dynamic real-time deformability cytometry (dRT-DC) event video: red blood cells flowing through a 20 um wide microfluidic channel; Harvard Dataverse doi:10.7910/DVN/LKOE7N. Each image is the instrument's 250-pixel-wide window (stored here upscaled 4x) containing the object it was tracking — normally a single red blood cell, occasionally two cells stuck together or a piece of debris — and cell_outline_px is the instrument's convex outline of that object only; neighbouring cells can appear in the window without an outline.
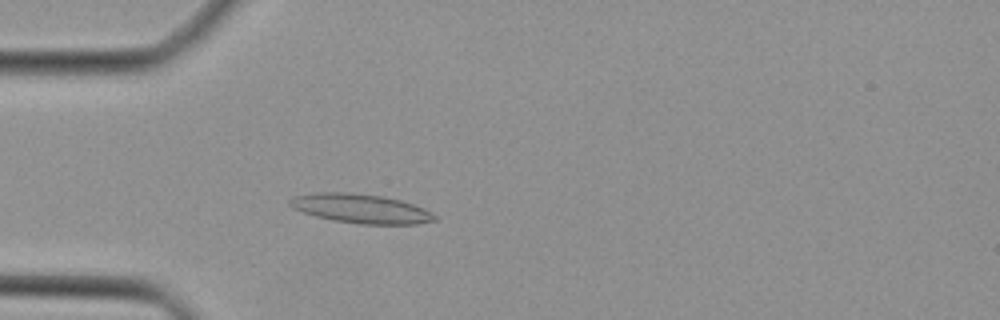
{"species": "Egyptian fruit bat (a non-hibernating species)", "species_latin": "Rousettus aegyptiacus", "temperature_condition": "cold", "stored_images_in_passage": 39, "camera_frame_rate_fps": 3000, "um_per_image_px": 0.085, "animal": {"sex": "female"}, "frame": {"image": 1, "passage_image": 7, "time_ms": 2.0, "image_size_px": [1000, 320], "cell_outline_px": [[436, 220], [416, 224], [360, 224], [332, 220], [316, 216], [292, 208], [288, 204], [288, 200], [296, 196], [316, 192], [352, 192], [380, 196], [400, 200], [424, 208], [432, 212], [436, 216]], "centroid_in_image_um": [30.66, 17.73], "position_along_channel_um": 54.3, "area_um2": 24.57}}
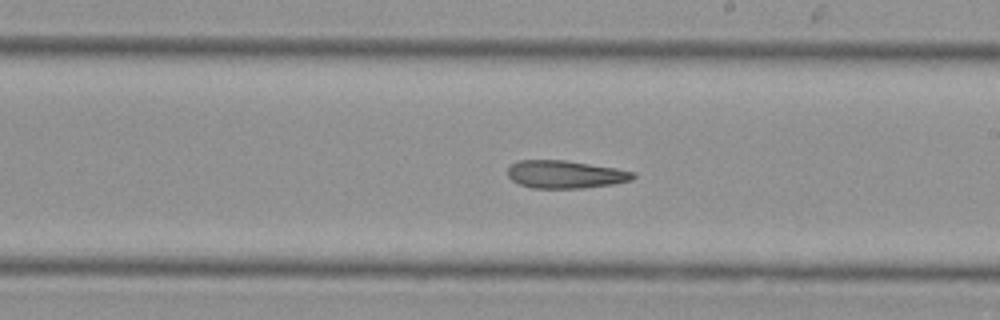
{"frame": {"image": 2, "passage_image": 20, "time_ms": 6.333, "image_size_px": [1000, 320], "cell_outline_px": [[636, 176], [632, 180], [612, 184], [584, 188], [532, 188], [520, 184], [512, 180], [508, 176], [508, 168], [512, 164], [520, 160], [564, 160], [616, 168], [636, 172]], "centroid_in_image_um": [48.07, 14.82], "position_along_channel_um": 240.9, "area_um2": 20.29}}
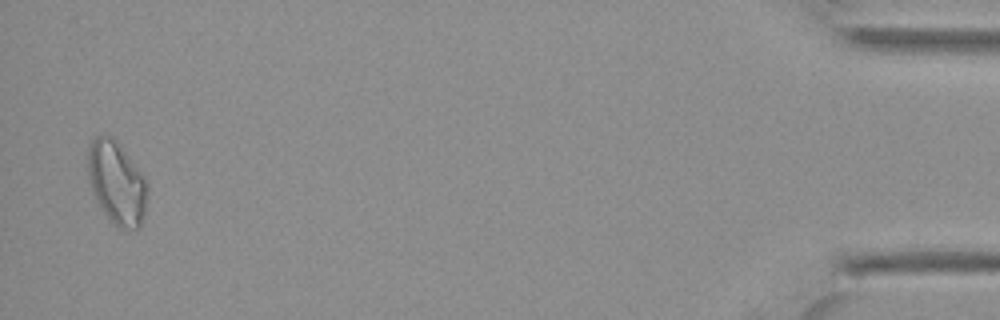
{"frame": {"image": 3, "passage_image": 38, "time_ms": 12.333, "image_size_px": [1000, 320], "cell_outline_px": [[148, 192], [144, 216], [140, 228], [120, 228], [104, 212], [92, 192], [88, 176], [88, 148], [92, 140], [96, 136], [112, 136], [116, 140], [144, 176], [148, 188]], "centroid_in_image_um": [9.93, 15.53], "position_along_channel_um": 425.3, "area_um2": 28.44}}